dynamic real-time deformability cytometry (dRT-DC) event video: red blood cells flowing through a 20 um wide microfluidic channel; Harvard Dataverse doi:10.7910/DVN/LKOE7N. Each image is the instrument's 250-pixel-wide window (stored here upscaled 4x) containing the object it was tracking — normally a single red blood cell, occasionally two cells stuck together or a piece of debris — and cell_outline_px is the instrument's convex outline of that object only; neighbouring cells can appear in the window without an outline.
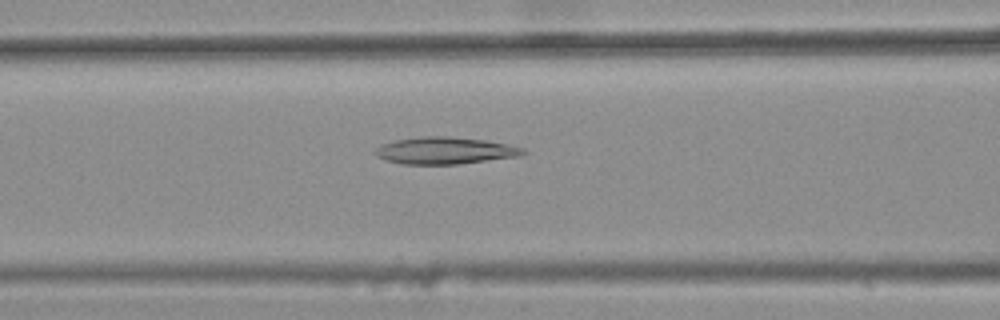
{"species": "common noctule bat (a hibernating species)", "species_latin": "Nyctalus noctula", "temperature_condition": "warm", "stored_images_in_passage": 46, "camera_frame_rate_fps": 3000, "um_per_image_px": 0.085, "animal": {"sex": "female", "body_mass_g": 25.1}, "frame": {"image": 1, "passage_image": 21, "time_ms": 6.667, "image_size_px": [1000, 320], "cell_outline_px": [[528, 152], [524, 156], [460, 164], [400, 164], [384, 160], [376, 156], [372, 152], [380, 144], [396, 140], [420, 136], [448, 136], [484, 140], [508, 144], [524, 148]], "centroid_in_image_um": [37.83, 12.81], "position_along_channel_um": 128.8, "area_um2": 23.7}}
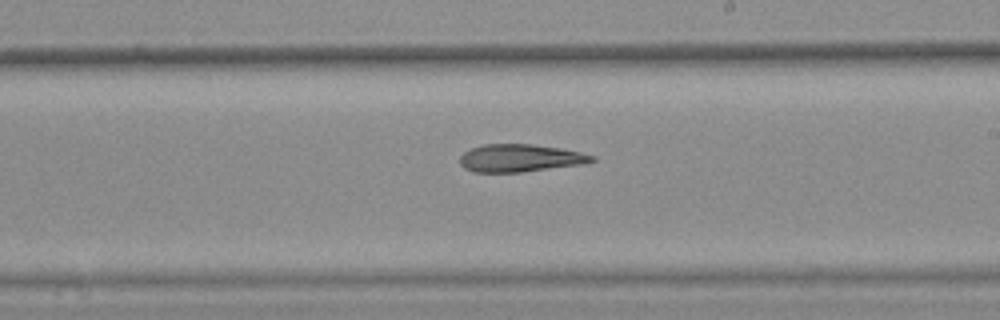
{"frame": {"image": 2, "passage_image": 30, "time_ms": 9.667, "image_size_px": [1000, 320], "cell_outline_px": [[596, 160], [588, 164], [520, 172], [472, 172], [464, 168], [460, 164], [460, 156], [464, 152], [472, 148], [484, 144], [532, 144], [560, 148], [580, 152], [596, 156]], "centroid_in_image_um": [44.25, 13.44], "position_along_channel_um": 244.8, "area_um2": 21.44}}
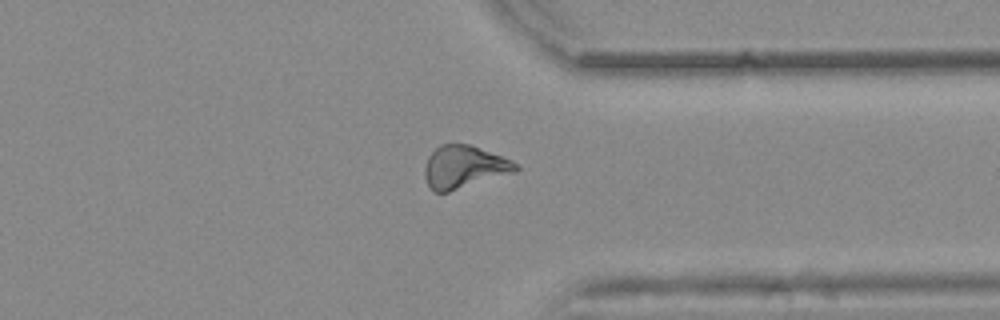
{"frame": {"image": 3, "passage_image": 40, "time_ms": 13.0, "image_size_px": [1000, 320], "cell_outline_px": [[520, 168], [516, 172], [448, 192], [432, 192], [424, 176], [424, 164], [428, 156], [440, 144], [472, 144], [500, 156], [516, 164]], "centroid_in_image_um": [39.4, 14.2], "position_along_channel_um": 372.0, "area_um2": 22.6}}